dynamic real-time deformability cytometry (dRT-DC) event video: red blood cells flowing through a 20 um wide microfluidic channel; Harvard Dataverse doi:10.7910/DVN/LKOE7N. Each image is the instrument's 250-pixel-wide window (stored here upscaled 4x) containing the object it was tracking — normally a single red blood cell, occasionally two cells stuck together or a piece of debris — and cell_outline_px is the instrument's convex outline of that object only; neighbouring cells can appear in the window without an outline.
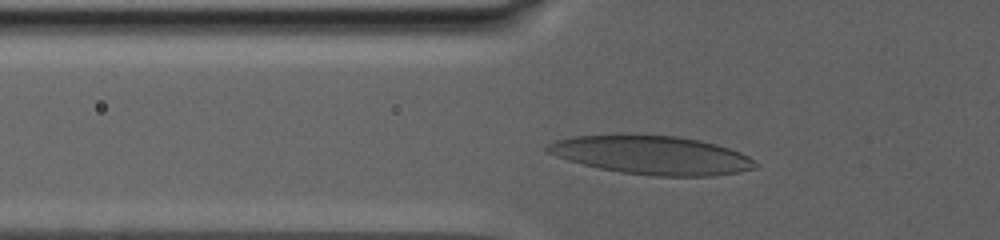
{"species": "human", "species_latin": "Homo sapiens", "temperature_condition": "warm", "stored_images_in_passage": 31, "camera_frame_rate_fps": 3000, "um_per_image_px": 0.085, "donor": {"sex": "male"}, "frame": {"image": 1, "passage_image": 31, "time_ms": 6.667, "image_size_px": [1000, 240], "cell_outline_px": [[760, 164], [756, 168], [740, 172], [712, 176], [652, 176], [620, 172], [600, 168], [568, 160], [556, 156], [548, 152], [544, 148], [548, 144], [556, 140], [576, 136], [620, 132], [676, 136], [700, 140], [716, 144], [740, 152], [748, 156]], "centroid_in_image_um": [55.4, 13.15], "position_along_channel_um": 70.4, "area_um2": 47.63}}